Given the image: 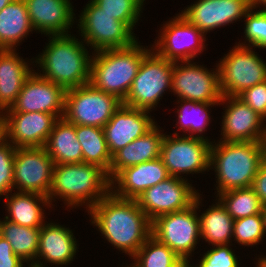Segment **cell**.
Returning <instances> with one entry per match:
<instances>
[{
    "instance_id": "cell-1",
    "label": "cell",
    "mask_w": 266,
    "mask_h": 267,
    "mask_svg": "<svg viewBox=\"0 0 266 267\" xmlns=\"http://www.w3.org/2000/svg\"><path fill=\"white\" fill-rule=\"evenodd\" d=\"M92 223L114 247L133 257L151 236L152 222L135 199H124L110 192L88 213Z\"/></svg>"
},
{
    "instance_id": "cell-2",
    "label": "cell",
    "mask_w": 266,
    "mask_h": 267,
    "mask_svg": "<svg viewBox=\"0 0 266 267\" xmlns=\"http://www.w3.org/2000/svg\"><path fill=\"white\" fill-rule=\"evenodd\" d=\"M45 51L36 58L40 76L65 90L90 83L91 60L82 41L71 34L50 36Z\"/></svg>"
},
{
    "instance_id": "cell-3",
    "label": "cell",
    "mask_w": 266,
    "mask_h": 267,
    "mask_svg": "<svg viewBox=\"0 0 266 267\" xmlns=\"http://www.w3.org/2000/svg\"><path fill=\"white\" fill-rule=\"evenodd\" d=\"M108 173L88 163L55 164L48 199L59 196L68 206L86 203L88 210L111 192ZM89 202V203H88Z\"/></svg>"
},
{
    "instance_id": "cell-4",
    "label": "cell",
    "mask_w": 266,
    "mask_h": 267,
    "mask_svg": "<svg viewBox=\"0 0 266 267\" xmlns=\"http://www.w3.org/2000/svg\"><path fill=\"white\" fill-rule=\"evenodd\" d=\"M264 163L261 142L219 141L210 149V166L214 165L218 194L231 189L249 188Z\"/></svg>"
},
{
    "instance_id": "cell-5",
    "label": "cell",
    "mask_w": 266,
    "mask_h": 267,
    "mask_svg": "<svg viewBox=\"0 0 266 267\" xmlns=\"http://www.w3.org/2000/svg\"><path fill=\"white\" fill-rule=\"evenodd\" d=\"M149 51L137 41L128 47L97 51L91 60L90 83L123 103Z\"/></svg>"
},
{
    "instance_id": "cell-6",
    "label": "cell",
    "mask_w": 266,
    "mask_h": 267,
    "mask_svg": "<svg viewBox=\"0 0 266 267\" xmlns=\"http://www.w3.org/2000/svg\"><path fill=\"white\" fill-rule=\"evenodd\" d=\"M152 51L143 57L123 105L151 111L157 106L164 91L171 89L174 61L166 60Z\"/></svg>"
},
{
    "instance_id": "cell-7",
    "label": "cell",
    "mask_w": 266,
    "mask_h": 267,
    "mask_svg": "<svg viewBox=\"0 0 266 267\" xmlns=\"http://www.w3.org/2000/svg\"><path fill=\"white\" fill-rule=\"evenodd\" d=\"M200 195L195 203L180 211L164 214L152 221L151 235L168 246L182 260L189 264L190 254L200 239V221L196 209L200 205Z\"/></svg>"
},
{
    "instance_id": "cell-8",
    "label": "cell",
    "mask_w": 266,
    "mask_h": 267,
    "mask_svg": "<svg viewBox=\"0 0 266 267\" xmlns=\"http://www.w3.org/2000/svg\"><path fill=\"white\" fill-rule=\"evenodd\" d=\"M122 102L87 83L66 90L64 118L76 125L103 128Z\"/></svg>"
},
{
    "instance_id": "cell-9",
    "label": "cell",
    "mask_w": 266,
    "mask_h": 267,
    "mask_svg": "<svg viewBox=\"0 0 266 267\" xmlns=\"http://www.w3.org/2000/svg\"><path fill=\"white\" fill-rule=\"evenodd\" d=\"M217 67L222 96H238L266 81V63L244 43L235 46Z\"/></svg>"
},
{
    "instance_id": "cell-10",
    "label": "cell",
    "mask_w": 266,
    "mask_h": 267,
    "mask_svg": "<svg viewBox=\"0 0 266 267\" xmlns=\"http://www.w3.org/2000/svg\"><path fill=\"white\" fill-rule=\"evenodd\" d=\"M89 2L80 16L78 26L84 42L87 41L94 51L124 48L137 41L126 23L103 12L93 0Z\"/></svg>"
},
{
    "instance_id": "cell-11",
    "label": "cell",
    "mask_w": 266,
    "mask_h": 267,
    "mask_svg": "<svg viewBox=\"0 0 266 267\" xmlns=\"http://www.w3.org/2000/svg\"><path fill=\"white\" fill-rule=\"evenodd\" d=\"M164 135L160 158L170 176L181 177L183 173H200L210 169V149L212 143L203 135ZM182 172V173H181Z\"/></svg>"
},
{
    "instance_id": "cell-12",
    "label": "cell",
    "mask_w": 266,
    "mask_h": 267,
    "mask_svg": "<svg viewBox=\"0 0 266 267\" xmlns=\"http://www.w3.org/2000/svg\"><path fill=\"white\" fill-rule=\"evenodd\" d=\"M199 193L184 177L170 176L157 185L146 189L138 198L139 207L152 222L157 217L184 210L195 203Z\"/></svg>"
},
{
    "instance_id": "cell-13",
    "label": "cell",
    "mask_w": 266,
    "mask_h": 267,
    "mask_svg": "<svg viewBox=\"0 0 266 267\" xmlns=\"http://www.w3.org/2000/svg\"><path fill=\"white\" fill-rule=\"evenodd\" d=\"M54 165L45 147L16 148L14 187L19 192H34L48 197Z\"/></svg>"
},
{
    "instance_id": "cell-14",
    "label": "cell",
    "mask_w": 266,
    "mask_h": 267,
    "mask_svg": "<svg viewBox=\"0 0 266 267\" xmlns=\"http://www.w3.org/2000/svg\"><path fill=\"white\" fill-rule=\"evenodd\" d=\"M190 62L181 61L185 66L174 62L171 90L181 100L220 104L222 94L218 67L216 72H209L206 68Z\"/></svg>"
},
{
    "instance_id": "cell-15",
    "label": "cell",
    "mask_w": 266,
    "mask_h": 267,
    "mask_svg": "<svg viewBox=\"0 0 266 267\" xmlns=\"http://www.w3.org/2000/svg\"><path fill=\"white\" fill-rule=\"evenodd\" d=\"M203 36L204 33L180 13L166 23L153 49L159 56L169 61H191L204 49Z\"/></svg>"
},
{
    "instance_id": "cell-16",
    "label": "cell",
    "mask_w": 266,
    "mask_h": 267,
    "mask_svg": "<svg viewBox=\"0 0 266 267\" xmlns=\"http://www.w3.org/2000/svg\"><path fill=\"white\" fill-rule=\"evenodd\" d=\"M65 94L63 87L32 72L15 104L5 112H42L62 118L65 112Z\"/></svg>"
},
{
    "instance_id": "cell-17",
    "label": "cell",
    "mask_w": 266,
    "mask_h": 267,
    "mask_svg": "<svg viewBox=\"0 0 266 267\" xmlns=\"http://www.w3.org/2000/svg\"><path fill=\"white\" fill-rule=\"evenodd\" d=\"M2 115L4 136L15 148L44 147L59 119L42 112H6Z\"/></svg>"
},
{
    "instance_id": "cell-18",
    "label": "cell",
    "mask_w": 266,
    "mask_h": 267,
    "mask_svg": "<svg viewBox=\"0 0 266 267\" xmlns=\"http://www.w3.org/2000/svg\"><path fill=\"white\" fill-rule=\"evenodd\" d=\"M148 113L147 110L131 108L123 104L114 112L111 119L103 127L108 149L112 156L155 125V121Z\"/></svg>"
},
{
    "instance_id": "cell-19",
    "label": "cell",
    "mask_w": 266,
    "mask_h": 267,
    "mask_svg": "<svg viewBox=\"0 0 266 267\" xmlns=\"http://www.w3.org/2000/svg\"><path fill=\"white\" fill-rule=\"evenodd\" d=\"M227 100L229 104L222 120V141L261 142L265 119L237 96H222L220 102Z\"/></svg>"
},
{
    "instance_id": "cell-20",
    "label": "cell",
    "mask_w": 266,
    "mask_h": 267,
    "mask_svg": "<svg viewBox=\"0 0 266 267\" xmlns=\"http://www.w3.org/2000/svg\"><path fill=\"white\" fill-rule=\"evenodd\" d=\"M251 8L249 0H199L182 15L203 33L232 23Z\"/></svg>"
},
{
    "instance_id": "cell-21",
    "label": "cell",
    "mask_w": 266,
    "mask_h": 267,
    "mask_svg": "<svg viewBox=\"0 0 266 267\" xmlns=\"http://www.w3.org/2000/svg\"><path fill=\"white\" fill-rule=\"evenodd\" d=\"M170 175L167 168L163 164L161 158L147 161L141 164L127 167L121 170L112 180L111 187L118 184V187H113L111 192L124 199H136L146 189L157 185L161 181L169 178Z\"/></svg>"
},
{
    "instance_id": "cell-22",
    "label": "cell",
    "mask_w": 266,
    "mask_h": 267,
    "mask_svg": "<svg viewBox=\"0 0 266 267\" xmlns=\"http://www.w3.org/2000/svg\"><path fill=\"white\" fill-rule=\"evenodd\" d=\"M34 30L46 35H67L74 21L70 0H24Z\"/></svg>"
},
{
    "instance_id": "cell-23",
    "label": "cell",
    "mask_w": 266,
    "mask_h": 267,
    "mask_svg": "<svg viewBox=\"0 0 266 267\" xmlns=\"http://www.w3.org/2000/svg\"><path fill=\"white\" fill-rule=\"evenodd\" d=\"M164 135L160 133L157 125H154L144 135L117 151L112 156L109 168L110 180L127 167L159 158Z\"/></svg>"
},
{
    "instance_id": "cell-24",
    "label": "cell",
    "mask_w": 266,
    "mask_h": 267,
    "mask_svg": "<svg viewBox=\"0 0 266 267\" xmlns=\"http://www.w3.org/2000/svg\"><path fill=\"white\" fill-rule=\"evenodd\" d=\"M27 63L14 50H0V109H10L26 79L31 75Z\"/></svg>"
},
{
    "instance_id": "cell-25",
    "label": "cell",
    "mask_w": 266,
    "mask_h": 267,
    "mask_svg": "<svg viewBox=\"0 0 266 267\" xmlns=\"http://www.w3.org/2000/svg\"><path fill=\"white\" fill-rule=\"evenodd\" d=\"M77 241L71 230L59 224H43L40 227V238L37 256L54 264H67L73 260L77 250ZM42 257V258H41Z\"/></svg>"
},
{
    "instance_id": "cell-26",
    "label": "cell",
    "mask_w": 266,
    "mask_h": 267,
    "mask_svg": "<svg viewBox=\"0 0 266 267\" xmlns=\"http://www.w3.org/2000/svg\"><path fill=\"white\" fill-rule=\"evenodd\" d=\"M44 147L55 164L83 163L75 125L64 117L56 121Z\"/></svg>"
},
{
    "instance_id": "cell-27",
    "label": "cell",
    "mask_w": 266,
    "mask_h": 267,
    "mask_svg": "<svg viewBox=\"0 0 266 267\" xmlns=\"http://www.w3.org/2000/svg\"><path fill=\"white\" fill-rule=\"evenodd\" d=\"M33 31L24 0H14L0 11V50H14Z\"/></svg>"
},
{
    "instance_id": "cell-28",
    "label": "cell",
    "mask_w": 266,
    "mask_h": 267,
    "mask_svg": "<svg viewBox=\"0 0 266 267\" xmlns=\"http://www.w3.org/2000/svg\"><path fill=\"white\" fill-rule=\"evenodd\" d=\"M5 199L10 214L5 216V219L25 227H41L44 213L40 204L43 203V206L51 204L48 197L34 192H17L10 198L6 195Z\"/></svg>"
},
{
    "instance_id": "cell-29",
    "label": "cell",
    "mask_w": 266,
    "mask_h": 267,
    "mask_svg": "<svg viewBox=\"0 0 266 267\" xmlns=\"http://www.w3.org/2000/svg\"><path fill=\"white\" fill-rule=\"evenodd\" d=\"M0 235L11 244L12 251L24 262L31 261L29 267H44L36 260L40 238V227H25L7 219L0 221Z\"/></svg>"
},
{
    "instance_id": "cell-30",
    "label": "cell",
    "mask_w": 266,
    "mask_h": 267,
    "mask_svg": "<svg viewBox=\"0 0 266 267\" xmlns=\"http://www.w3.org/2000/svg\"><path fill=\"white\" fill-rule=\"evenodd\" d=\"M75 132L82 147L83 163L99 166L109 176L112 155L108 149L103 128L76 125Z\"/></svg>"
},
{
    "instance_id": "cell-31",
    "label": "cell",
    "mask_w": 266,
    "mask_h": 267,
    "mask_svg": "<svg viewBox=\"0 0 266 267\" xmlns=\"http://www.w3.org/2000/svg\"><path fill=\"white\" fill-rule=\"evenodd\" d=\"M199 221L201 238L206 242L212 245L230 243L234 219L219 200L199 217Z\"/></svg>"
},
{
    "instance_id": "cell-32",
    "label": "cell",
    "mask_w": 266,
    "mask_h": 267,
    "mask_svg": "<svg viewBox=\"0 0 266 267\" xmlns=\"http://www.w3.org/2000/svg\"><path fill=\"white\" fill-rule=\"evenodd\" d=\"M132 258L136 262L131 267H185L187 265L173 250L152 235Z\"/></svg>"
},
{
    "instance_id": "cell-33",
    "label": "cell",
    "mask_w": 266,
    "mask_h": 267,
    "mask_svg": "<svg viewBox=\"0 0 266 267\" xmlns=\"http://www.w3.org/2000/svg\"><path fill=\"white\" fill-rule=\"evenodd\" d=\"M217 195L234 220L262 213L263 205L251 187L231 189Z\"/></svg>"
},
{
    "instance_id": "cell-34",
    "label": "cell",
    "mask_w": 266,
    "mask_h": 267,
    "mask_svg": "<svg viewBox=\"0 0 266 267\" xmlns=\"http://www.w3.org/2000/svg\"><path fill=\"white\" fill-rule=\"evenodd\" d=\"M184 104H182L180 107V110L178 109V122L180 124L179 128L182 130H185L184 132H188L191 135L187 136H194L193 133L197 134L203 133L205 131L206 126L208 125V122L210 121V116L208 114V107L214 106L215 103H205V102H193L190 100H180ZM190 113H195L193 116L195 117L197 113V117L199 116L200 120L194 119L193 116L190 117ZM198 121V122H197Z\"/></svg>"
},
{
    "instance_id": "cell-35",
    "label": "cell",
    "mask_w": 266,
    "mask_h": 267,
    "mask_svg": "<svg viewBox=\"0 0 266 267\" xmlns=\"http://www.w3.org/2000/svg\"><path fill=\"white\" fill-rule=\"evenodd\" d=\"M105 13L126 23L132 30L145 0H93Z\"/></svg>"
},
{
    "instance_id": "cell-36",
    "label": "cell",
    "mask_w": 266,
    "mask_h": 267,
    "mask_svg": "<svg viewBox=\"0 0 266 267\" xmlns=\"http://www.w3.org/2000/svg\"><path fill=\"white\" fill-rule=\"evenodd\" d=\"M265 230L261 213L234 220L233 236L241 245H254L264 237Z\"/></svg>"
},
{
    "instance_id": "cell-37",
    "label": "cell",
    "mask_w": 266,
    "mask_h": 267,
    "mask_svg": "<svg viewBox=\"0 0 266 267\" xmlns=\"http://www.w3.org/2000/svg\"><path fill=\"white\" fill-rule=\"evenodd\" d=\"M244 17V33L249 44L257 48H266V9L253 12L251 7Z\"/></svg>"
},
{
    "instance_id": "cell-38",
    "label": "cell",
    "mask_w": 266,
    "mask_h": 267,
    "mask_svg": "<svg viewBox=\"0 0 266 267\" xmlns=\"http://www.w3.org/2000/svg\"><path fill=\"white\" fill-rule=\"evenodd\" d=\"M15 149L7 139L0 143V196L8 195L14 188Z\"/></svg>"
},
{
    "instance_id": "cell-39",
    "label": "cell",
    "mask_w": 266,
    "mask_h": 267,
    "mask_svg": "<svg viewBox=\"0 0 266 267\" xmlns=\"http://www.w3.org/2000/svg\"><path fill=\"white\" fill-rule=\"evenodd\" d=\"M214 246L216 247L208 250L195 267H239L238 260L228 244Z\"/></svg>"
},
{
    "instance_id": "cell-40",
    "label": "cell",
    "mask_w": 266,
    "mask_h": 267,
    "mask_svg": "<svg viewBox=\"0 0 266 267\" xmlns=\"http://www.w3.org/2000/svg\"><path fill=\"white\" fill-rule=\"evenodd\" d=\"M237 97L264 119L266 118V81L244 90Z\"/></svg>"
},
{
    "instance_id": "cell-41",
    "label": "cell",
    "mask_w": 266,
    "mask_h": 267,
    "mask_svg": "<svg viewBox=\"0 0 266 267\" xmlns=\"http://www.w3.org/2000/svg\"><path fill=\"white\" fill-rule=\"evenodd\" d=\"M23 260L12 251L11 244L0 235V267H23Z\"/></svg>"
},
{
    "instance_id": "cell-42",
    "label": "cell",
    "mask_w": 266,
    "mask_h": 267,
    "mask_svg": "<svg viewBox=\"0 0 266 267\" xmlns=\"http://www.w3.org/2000/svg\"><path fill=\"white\" fill-rule=\"evenodd\" d=\"M251 188L256 192L261 204L266 206V163L264 162L258 169Z\"/></svg>"
},
{
    "instance_id": "cell-43",
    "label": "cell",
    "mask_w": 266,
    "mask_h": 267,
    "mask_svg": "<svg viewBox=\"0 0 266 267\" xmlns=\"http://www.w3.org/2000/svg\"><path fill=\"white\" fill-rule=\"evenodd\" d=\"M264 126H265V128L263 131L261 144H262V149H263V158H264V160H266V125H264Z\"/></svg>"
},
{
    "instance_id": "cell-44",
    "label": "cell",
    "mask_w": 266,
    "mask_h": 267,
    "mask_svg": "<svg viewBox=\"0 0 266 267\" xmlns=\"http://www.w3.org/2000/svg\"><path fill=\"white\" fill-rule=\"evenodd\" d=\"M250 6L255 9V7L263 4L266 7V0H249Z\"/></svg>"
},
{
    "instance_id": "cell-45",
    "label": "cell",
    "mask_w": 266,
    "mask_h": 267,
    "mask_svg": "<svg viewBox=\"0 0 266 267\" xmlns=\"http://www.w3.org/2000/svg\"><path fill=\"white\" fill-rule=\"evenodd\" d=\"M5 139L4 136V123L2 117H0V143Z\"/></svg>"
},
{
    "instance_id": "cell-46",
    "label": "cell",
    "mask_w": 266,
    "mask_h": 267,
    "mask_svg": "<svg viewBox=\"0 0 266 267\" xmlns=\"http://www.w3.org/2000/svg\"><path fill=\"white\" fill-rule=\"evenodd\" d=\"M261 215H262V218H263V226H264V230H265V232H266V206H264V207L262 208V213H261Z\"/></svg>"
},
{
    "instance_id": "cell-47",
    "label": "cell",
    "mask_w": 266,
    "mask_h": 267,
    "mask_svg": "<svg viewBox=\"0 0 266 267\" xmlns=\"http://www.w3.org/2000/svg\"><path fill=\"white\" fill-rule=\"evenodd\" d=\"M14 0H0V11Z\"/></svg>"
},
{
    "instance_id": "cell-48",
    "label": "cell",
    "mask_w": 266,
    "mask_h": 267,
    "mask_svg": "<svg viewBox=\"0 0 266 267\" xmlns=\"http://www.w3.org/2000/svg\"><path fill=\"white\" fill-rule=\"evenodd\" d=\"M257 267H266V258L264 257L259 258Z\"/></svg>"
}]
</instances>
